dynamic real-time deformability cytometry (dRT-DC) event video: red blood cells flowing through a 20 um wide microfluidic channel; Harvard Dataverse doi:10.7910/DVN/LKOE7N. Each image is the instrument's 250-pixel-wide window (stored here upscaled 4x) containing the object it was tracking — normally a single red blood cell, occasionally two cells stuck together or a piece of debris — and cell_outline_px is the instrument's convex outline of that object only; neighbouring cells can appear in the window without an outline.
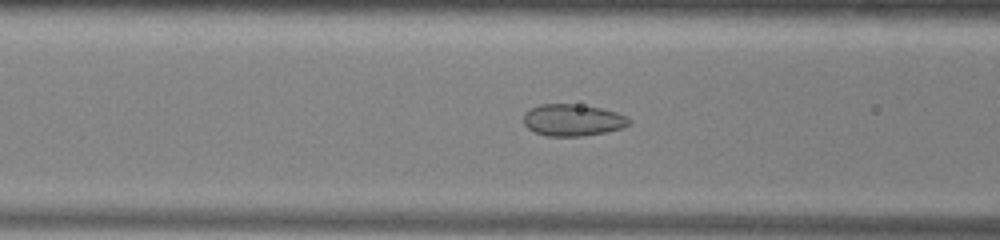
{"species": "common noctule bat (a hibernating species)", "species_latin": "Nyctalus noctula", "temperature_condition": "warm", "stored_images_in_passage": 44, "camera_frame_rate_fps": 3000, "um_per_image_px": 0.085, "animal": {"sex": "male", "body_mass_g": 13.0, "forearm_length_mm": 53.1}, "frame": {"image": 1, "passage_image": 12, "time_ms": 3.667, "image_size_px": [1000, 240], "cell_outline_px": [[632, 120], [628, 124], [620, 128], [604, 132], [580, 136], [548, 136], [536, 132], [528, 128], [524, 124], [524, 112], [540, 104], [572, 104], [600, 108], [616, 112]], "centroid_in_image_um": [48.64, 10.2], "position_along_channel_um": 118.0, "area_um2": 19.19}}
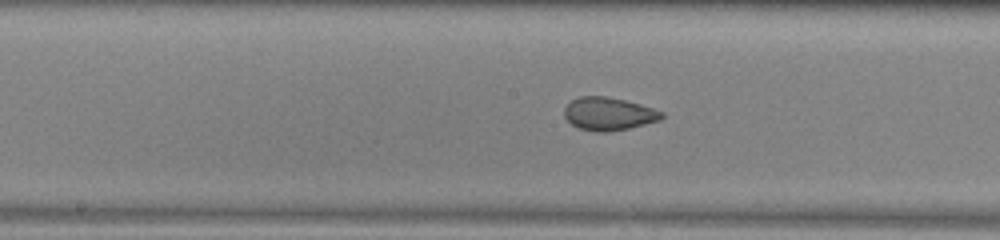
{"frame": {"image": 2, "passage_image": 18, "time_ms": 5.667, "image_size_px": [1000, 240], "cell_outline_px": [[664, 116], [660, 120], [628, 128], [608, 132], [596, 132], [580, 128], [572, 124], [564, 116], [564, 108], [572, 100], [580, 96], [604, 96], [624, 100], [640, 104], [664, 112]], "centroid_in_image_um": [51.73, 9.67], "position_along_channel_um": 196.5, "area_um2": 18.55}}
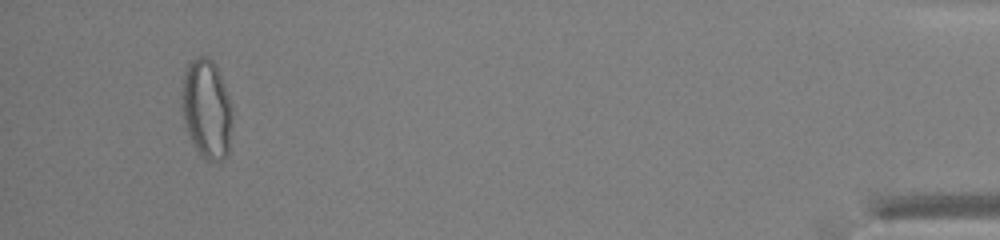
{"frame": {"image": 3, "passage_image": 41, "time_ms": 13.333, "image_size_px": [1000, 240], "cell_outline_px": [[232, 124], [228, 156], [220, 160], [208, 160], [196, 148], [188, 132], [184, 120], [180, 104], [180, 96], [184, 72], [188, 60], [196, 56], [208, 56], [216, 64], [232, 104]], "centroid_in_image_um": [17.56, 9.18], "position_along_channel_um": 417.6, "area_um2": 29.65}, "authors_computed_cell_mechanics": {"area_um2": 21.1837, "velocity_mm_per_s": 3.9274, "shape_relaxation_time_tau1_ms": 11.1219, "shape_relaxation_time_tau2_ms": 1.159, "deformation_change_tau1": 0.1992, "deformation_change_tau2": 0.0509}}